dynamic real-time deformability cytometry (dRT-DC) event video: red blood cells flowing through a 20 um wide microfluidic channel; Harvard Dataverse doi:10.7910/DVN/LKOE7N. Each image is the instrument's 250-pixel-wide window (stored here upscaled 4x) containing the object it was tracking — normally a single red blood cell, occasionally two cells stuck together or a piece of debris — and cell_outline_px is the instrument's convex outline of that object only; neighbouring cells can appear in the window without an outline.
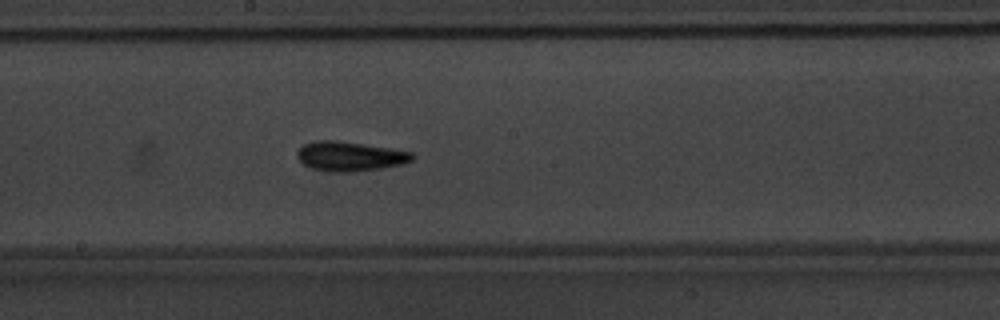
{"species": "common noctule bat (a hibernating species)", "species_latin": "Nyctalus noctula", "temperature_condition": "warm", "stored_images_in_passage": 56, "camera_frame_rate_fps": 3000, "um_per_image_px": 0.085, "animal": {"sex": "male", "body_mass_g": 20.1, "forearm_length_mm": 53.5}, "frame": {"image": 1, "passage_image": 31, "time_ms": 10.0, "image_size_px": [1000, 320], "cell_outline_px": [[416, 156], [412, 160], [400, 164], [380, 168], [352, 172], [328, 172], [312, 168], [304, 164], [296, 156], [296, 152], [304, 144], [316, 140], [336, 140], [388, 148], [412, 152]], "centroid_in_image_um": [29.71, 13.28], "position_along_channel_um": 218.5, "area_um2": 19.65}}
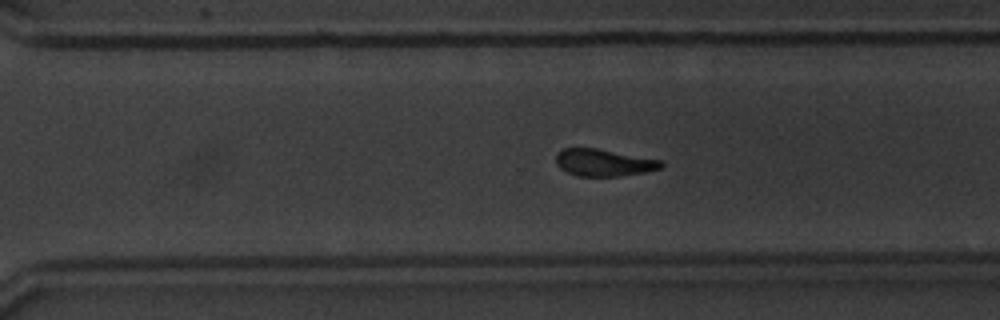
{"frame": {"image": 2, "passage_image": 39, "time_ms": 12.667, "image_size_px": [1000, 320], "cell_outline_px": [[664, 168], [644, 172], [616, 176], [576, 176], [560, 168], [556, 164], [556, 152], [564, 148], [596, 148], [664, 160]], "centroid_in_image_um": [51.34, 13.81], "position_along_channel_um": 319.3, "area_um2": 16.76}}
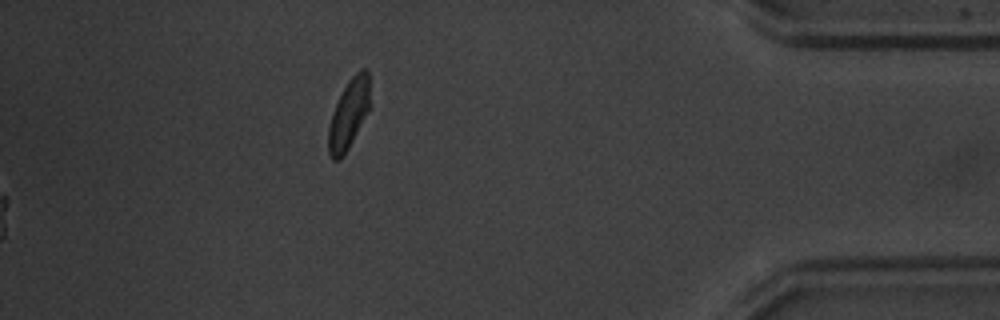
{"frame": {"image": 3, "passage_image": 56, "time_ms": 18.333, "image_size_px": [1000, 320], "cell_outline_px": [[368, 108], [344, 156], [340, 160], [332, 160], [328, 152], [328, 128], [332, 112], [348, 80], [360, 68], [368, 68]], "centroid_in_image_um": [29.6, 9.71], "position_along_channel_um": 405.6, "area_um2": 16.3}, "authors_computed_cell_mechanics": {"area_um2": 17.629, "velocity_mm_per_s": 3.8107, "shape_relaxation_time_tau1_ms": 4.8903, "shape_relaxation_time_tau2_ms": 3.9732, "deformation_change_tau1": 0.1663, "deformation_change_tau2": 0.1345}}